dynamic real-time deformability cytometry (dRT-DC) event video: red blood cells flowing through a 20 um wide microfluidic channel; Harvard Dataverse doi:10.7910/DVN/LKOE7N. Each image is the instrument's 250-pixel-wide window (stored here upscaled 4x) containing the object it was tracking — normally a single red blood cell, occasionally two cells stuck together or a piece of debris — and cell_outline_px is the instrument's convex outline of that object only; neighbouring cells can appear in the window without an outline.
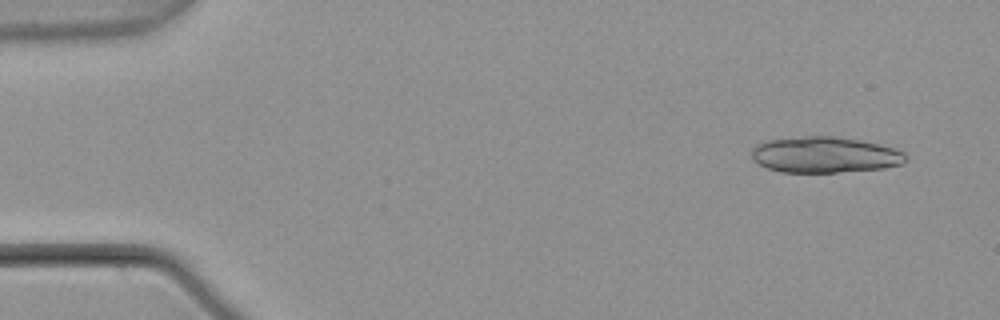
{"species": "common noctule bat (a hibernating species)", "species_latin": "Nyctalus noctula", "temperature_condition": "warm", "stored_images_in_passage": 7, "camera_frame_rate_fps": 3000, "um_per_image_px": 0.085, "animal": {"sex": "male", "body_mass_g": 21.5, "forearm_length_mm": 52.0}, "frame": {"image": 1, "passage_image": 2, "time_ms": 0.333, "image_size_px": [1000, 320], "cell_outline_px": [[908, 160], [904, 164], [884, 168], [836, 172], [780, 172], [768, 168], [752, 160], [752, 148], [756, 144], [768, 140], [804, 136], [832, 136], [860, 140], [880, 144], [904, 152], [908, 156]], "centroid_in_image_um": [70.13, 13.16], "position_along_channel_um": 14.9, "area_um2": 32.43}}
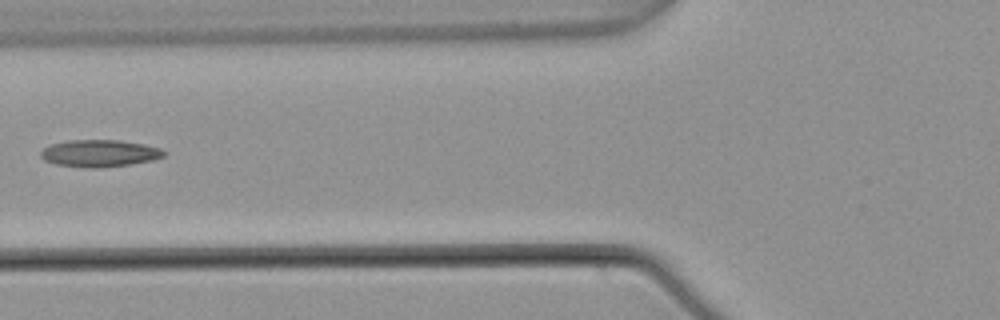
{"frame": {"image": 2, "passage_image": 6, "time_ms": 1.667, "image_size_px": [1000, 320], "cell_outline_px": [[164, 156], [152, 160], [128, 164], [100, 168], [96, 168], [56, 164], [44, 160], [40, 156], [40, 152], [44, 148], [52, 144], [68, 140], [120, 140], [144, 144], [160, 148], [164, 152]], "centroid_in_image_um": [8.45, 13.02], "position_along_channel_um": 117.4, "area_um2": 19.19}}
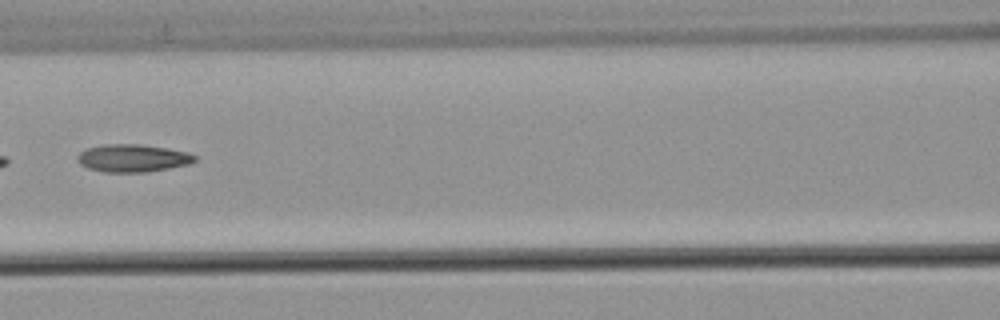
{"frame": {"image": 3, "passage_image": 7, "time_ms": 2.0, "image_size_px": [1000, 320], "cell_outline_px": [[196, 160], [188, 164], [148, 172], [104, 172], [88, 168], [80, 164], [76, 160], [76, 156], [80, 152], [88, 148], [104, 144], [140, 144], [168, 148], [188, 152], [196, 156]], "centroid_in_image_um": [11.26, 13.44], "position_along_channel_um": 155.3, "area_um2": 18.96}}